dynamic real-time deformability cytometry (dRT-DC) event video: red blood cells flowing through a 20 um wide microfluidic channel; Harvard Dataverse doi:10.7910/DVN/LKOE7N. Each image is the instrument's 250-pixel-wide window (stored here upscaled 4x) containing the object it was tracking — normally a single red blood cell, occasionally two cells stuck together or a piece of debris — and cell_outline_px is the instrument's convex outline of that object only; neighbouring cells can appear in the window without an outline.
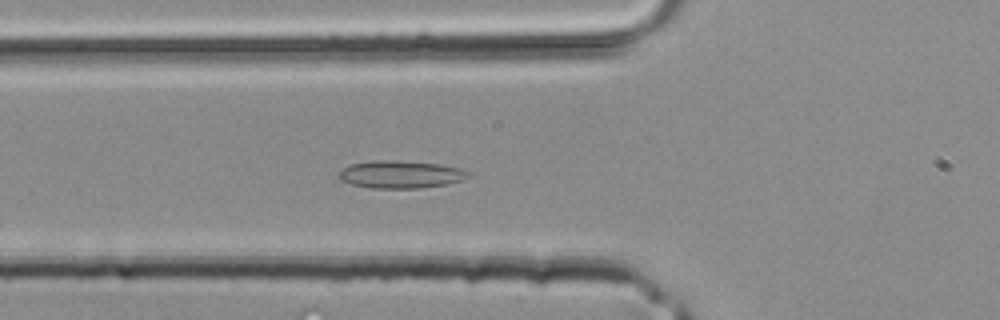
{"species": "common noctule bat (a hibernating species)", "species_latin": "Nyctalus noctula", "temperature_condition": "room temperature", "stored_images_in_passage": 38, "camera_frame_rate_fps": 3000, "um_per_image_px": 0.085, "animal": {"sex": "male", "body_mass_g": 20.4}, "frame": {"image": 1, "passage_image": 14, "time_ms": 4.333, "image_size_px": [1000, 320], "cell_outline_px": [[472, 176], [448, 184], [420, 188], [372, 188], [352, 184], [340, 180], [336, 176], [344, 168], [352, 164], [372, 160], [396, 160], [440, 164], [460, 168], [472, 172]], "centroid_in_image_um": [34.08, 14.82], "position_along_channel_um": 91.7, "area_um2": 20.92}}
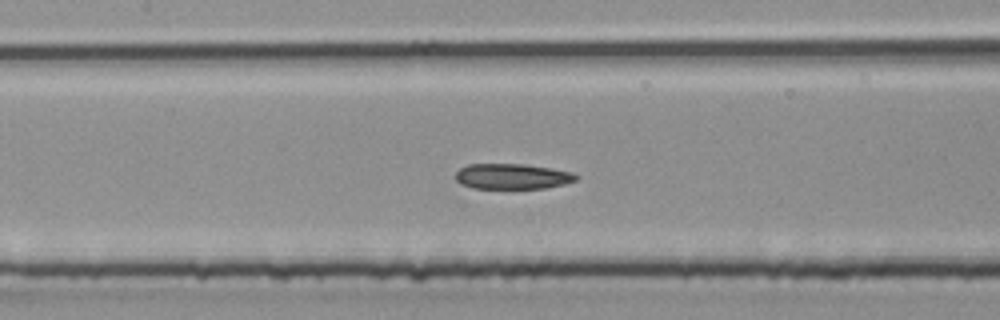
{"frame": {"image": 2, "passage_image": 18, "time_ms": 5.667, "image_size_px": [1000, 320], "cell_outline_px": [[580, 176], [576, 180], [564, 184], [544, 188], [472, 188], [460, 184], [456, 180], [456, 172], [460, 168], [468, 164], [524, 164], [552, 168], [572, 172]], "centroid_in_image_um": [43.54, 14.99], "position_along_channel_um": 163.9, "area_um2": 17.92}}
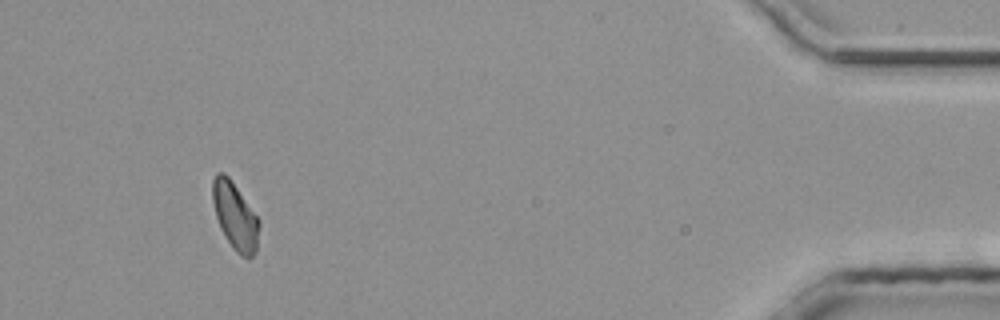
{"frame": {"image": 3, "passage_image": 36, "time_ms": 11.667, "image_size_px": [1000, 320], "cell_outline_px": [[260, 224], [256, 252], [248, 260], [240, 256], [232, 248], [224, 236], [220, 228], [216, 216], [212, 200], [212, 180], [216, 172], [224, 172], [228, 176], [260, 220]], "centroid_in_image_um": [19.98, 18.4], "position_along_channel_um": 415.2, "area_um2": 18.44}}